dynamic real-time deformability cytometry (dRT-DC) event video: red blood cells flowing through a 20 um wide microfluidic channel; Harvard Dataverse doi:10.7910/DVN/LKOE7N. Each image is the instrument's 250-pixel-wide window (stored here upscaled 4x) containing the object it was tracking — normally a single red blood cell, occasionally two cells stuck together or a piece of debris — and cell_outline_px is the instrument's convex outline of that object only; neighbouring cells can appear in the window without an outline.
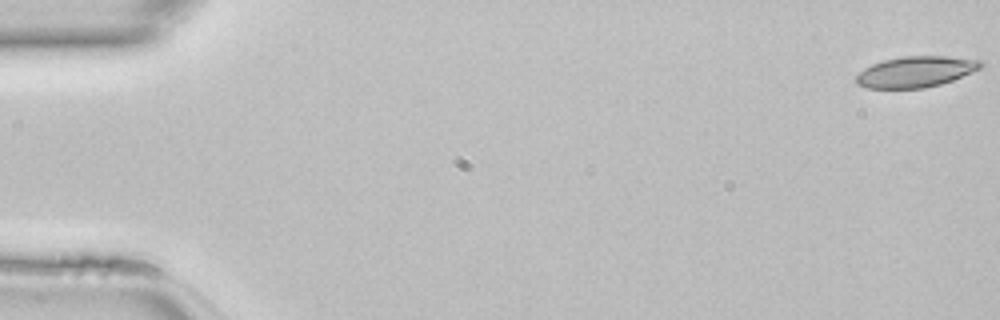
{"species": "common noctule bat (a hibernating species)", "species_latin": "Nyctalus noctula", "temperature_condition": "room temperature", "stored_images_in_passage": 47, "camera_frame_rate_fps": 3000, "um_per_image_px": 0.085, "animal": {"sex": "female", "body_mass_g": 22.7, "forearm_length_mm": 54.2}, "frame": {"image": 1, "passage_image": 1, "time_ms": 0.0, "image_size_px": [1000, 320], "cell_outline_px": [[984, 64], [980, 68], [972, 72], [952, 80], [940, 84], [924, 88], [864, 88], [856, 84], [856, 76], [864, 68], [872, 64], [884, 60], [904, 56], [948, 56], [984, 60]], "centroid_in_image_um": [77.85, 6.09], "position_along_channel_um": 7.2, "area_um2": 22.48}}
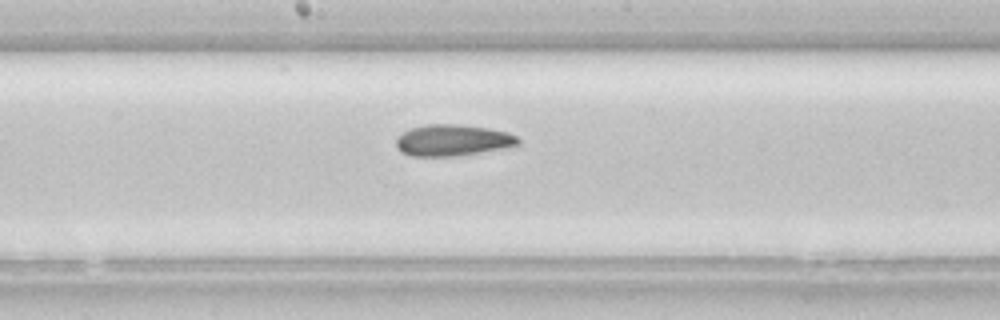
{"frame": {"image": 2, "passage_image": 25, "time_ms": 8.0, "image_size_px": [1000, 320], "cell_outline_px": [[520, 144], [504, 148], [460, 156], [412, 156], [400, 152], [396, 148], [396, 136], [412, 128], [428, 124], [460, 124], [488, 128], [508, 132], [516, 136], [520, 140]], "centroid_in_image_um": [38.47, 11.93], "position_along_channel_um": 209.7, "area_um2": 22.48}}
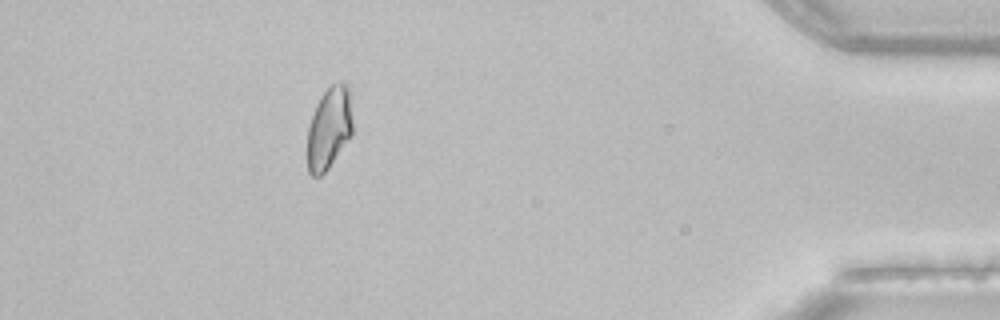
{"frame": {"image": 3, "passage_image": 42, "time_ms": 13.667, "image_size_px": [1000, 320], "cell_outline_px": [[352, 132], [328, 168], [320, 176], [312, 176], [308, 172], [308, 128], [316, 104], [324, 92], [332, 84], [340, 80], [348, 88], [352, 120]], "centroid_in_image_um": [27.96, 10.88], "position_along_channel_um": 407.2, "area_um2": 21.1}}